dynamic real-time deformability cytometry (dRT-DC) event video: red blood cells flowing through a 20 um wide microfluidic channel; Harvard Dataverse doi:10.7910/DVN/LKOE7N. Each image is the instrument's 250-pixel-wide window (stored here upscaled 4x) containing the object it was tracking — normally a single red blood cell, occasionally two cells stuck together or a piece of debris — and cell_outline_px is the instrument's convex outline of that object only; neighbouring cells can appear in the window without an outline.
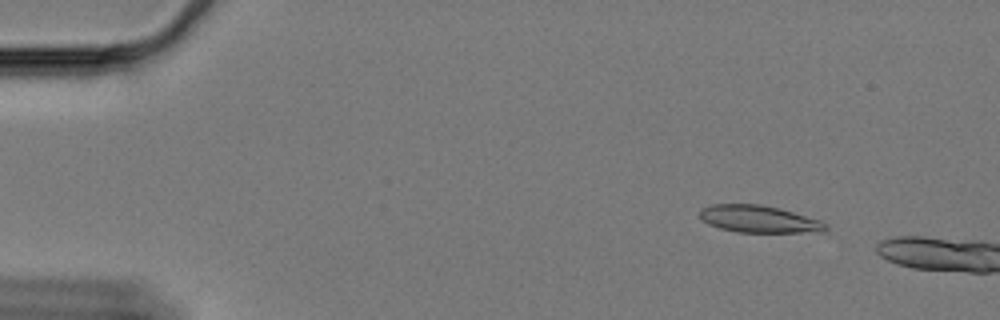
{"species": "Egyptian fruit bat (a non-hibernating species)", "species_latin": "Rousettus aegyptiacus", "temperature_condition": "cold", "stored_images_in_passage": 15, "camera_frame_rate_fps": 3000, "um_per_image_px": 0.085, "animal": {"sex": "female"}, "frame": {"image": 1, "passage_image": 7, "time_ms": 2.0, "image_size_px": [1000, 320], "cell_outline_px": [[828, 228], [820, 232], [736, 232], [720, 228], [708, 224], [700, 220], [700, 208], [712, 204], [760, 204], [792, 212], [820, 220], [828, 224]], "centroid_in_image_um": [64.47, 18.62], "position_along_channel_um": 20.5, "area_um2": 19.88}}